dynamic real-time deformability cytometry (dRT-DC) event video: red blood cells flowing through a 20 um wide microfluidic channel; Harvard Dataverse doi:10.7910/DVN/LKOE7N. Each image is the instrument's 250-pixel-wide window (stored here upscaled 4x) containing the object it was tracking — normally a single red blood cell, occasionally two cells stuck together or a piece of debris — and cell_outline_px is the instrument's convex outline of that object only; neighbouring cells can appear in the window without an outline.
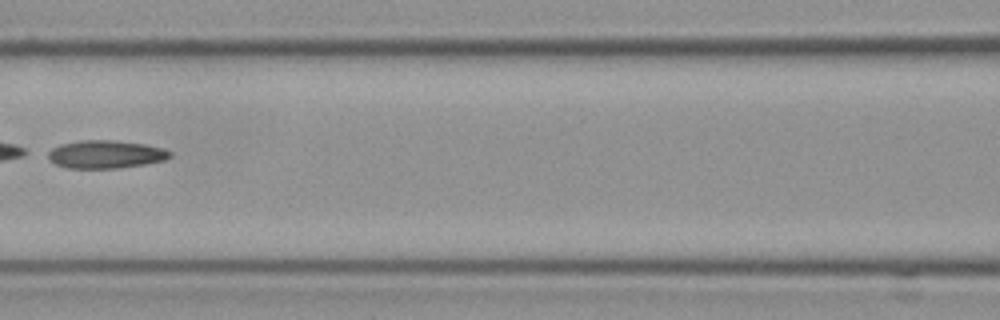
{"species": "Egyptian fruit bat (a non-hibernating species)", "species_latin": "Rousettus aegyptiacus", "temperature_condition": "cold", "stored_images_in_passage": 4, "camera_frame_rate_fps": 3000, "um_per_image_px": 0.085, "frame": {"image": 1, "passage_image": 4, "time_ms": 1.0, "image_size_px": [1000, 320], "cell_outline_px": [[172, 156], [164, 160], [144, 164], [116, 168], [68, 168], [56, 164], [48, 156], [48, 152], [52, 148], [60, 144], [80, 140], [116, 140], [144, 144], [164, 148], [172, 152]], "centroid_in_image_um": [9.0, 13.1], "position_along_channel_um": 157.6, "area_um2": 19.83}}